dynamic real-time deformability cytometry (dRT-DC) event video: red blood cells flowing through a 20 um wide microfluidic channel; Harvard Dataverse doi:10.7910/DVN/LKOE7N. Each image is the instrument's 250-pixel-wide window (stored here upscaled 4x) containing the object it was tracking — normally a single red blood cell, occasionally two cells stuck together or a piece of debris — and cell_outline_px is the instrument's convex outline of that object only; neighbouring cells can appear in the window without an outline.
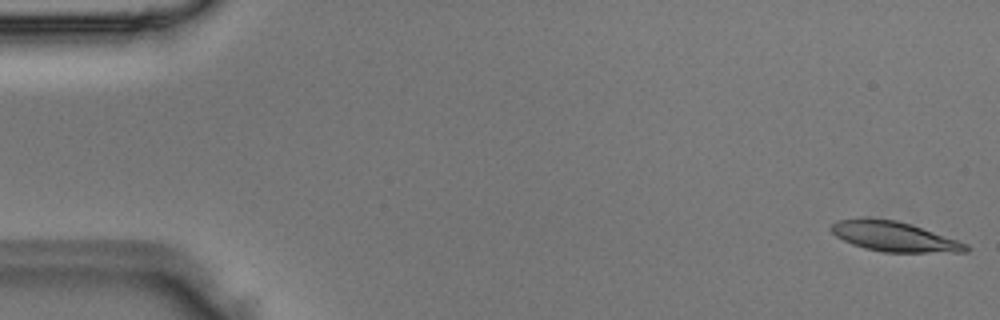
{"species": "Egyptian fruit bat (a non-hibernating species)", "species_latin": "Rousettus aegyptiacus", "temperature_condition": "room temperature", "stored_images_in_passage": 48, "camera_frame_rate_fps": 3000, "um_per_image_px": 0.085, "animal": {"sex": "male"}, "frame": {"image": 1, "passage_image": 1, "time_ms": 0.0, "image_size_px": [1000, 320], "cell_outline_px": [[972, 248], [968, 252], [884, 252], [864, 248], [852, 244], [836, 236], [832, 232], [832, 224], [836, 220], [860, 216], [868, 216], [896, 220], [968, 244]], "centroid_in_image_um": [75.95, 20.08], "position_along_channel_um": 9.1, "area_um2": 23.52}}
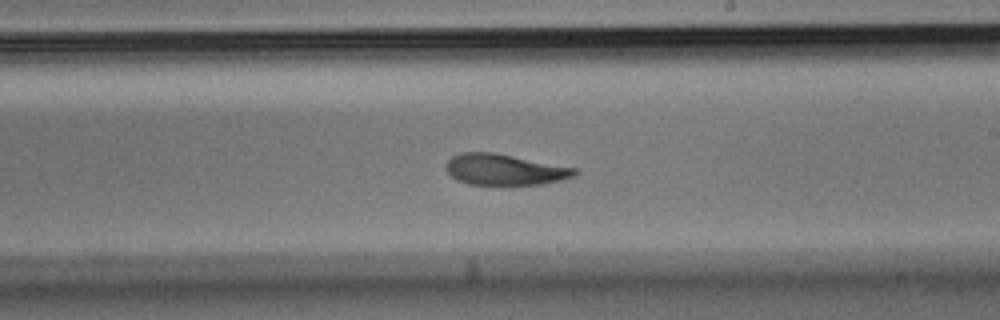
{"frame": {"image": 2, "passage_image": 28, "time_ms": 9.0, "image_size_px": [1000, 320], "cell_outline_px": [[580, 172], [572, 176], [560, 180], [544, 184], [512, 188], [468, 184], [456, 180], [444, 168], [444, 164], [452, 156], [460, 152], [496, 152], [576, 168]], "centroid_in_image_um": [42.87, 14.46], "position_along_channel_um": 246.1, "area_um2": 24.45}}
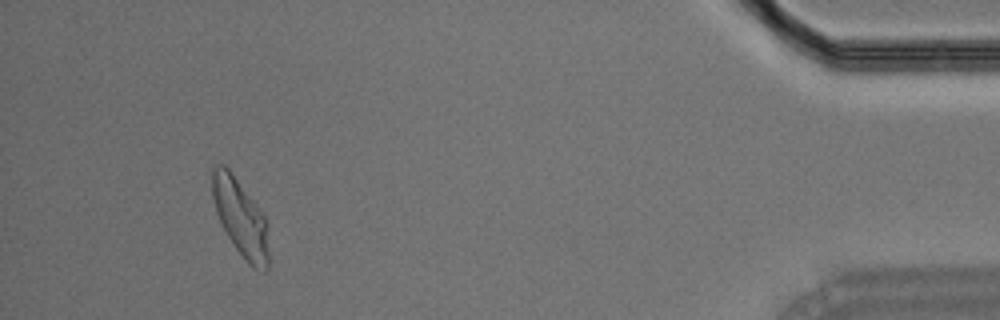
{"frame": {"image": 3, "passage_image": 45, "time_ms": 14.667, "image_size_px": [1000, 320], "cell_outline_px": [[268, 268], [264, 272], [252, 268], [248, 264], [236, 248], [228, 236], [216, 212], [212, 196], [212, 168], [216, 164], [224, 164], [232, 172], [264, 216], [268, 252]], "centroid_in_image_um": [20.41, 18.5], "position_along_channel_um": 414.8, "area_um2": 24.8}}